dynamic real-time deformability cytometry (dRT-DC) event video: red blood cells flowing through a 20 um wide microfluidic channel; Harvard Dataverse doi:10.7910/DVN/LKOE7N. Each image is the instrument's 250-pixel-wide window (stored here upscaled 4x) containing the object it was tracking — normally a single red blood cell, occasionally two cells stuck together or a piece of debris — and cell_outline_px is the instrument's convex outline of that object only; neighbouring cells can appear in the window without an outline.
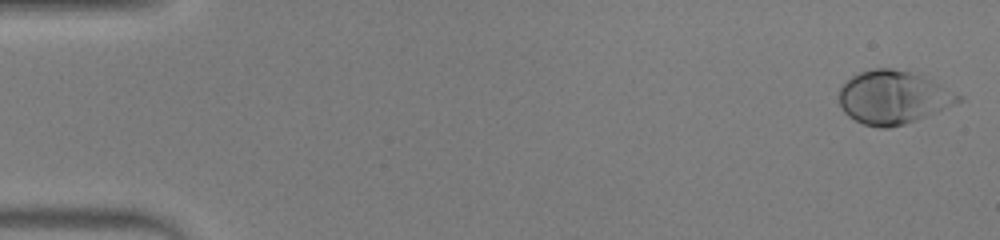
{"species": "human", "species_latin": "Homo sapiens", "temperature_condition": "warm", "stored_images_in_passage": 53, "camera_frame_rate_fps": 3000, "um_per_image_px": 0.085, "donor": {"sex": "male"}, "frame": {"image": 1, "passage_image": 1, "time_ms": 0.0, "image_size_px": [1000, 240], "cell_outline_px": [[940, 92], [920, 116], [904, 124], [888, 128], [880, 128], [864, 124], [848, 116], [844, 112], [840, 104], [840, 88], [852, 76], [860, 72], [872, 68], [892, 68], [924, 76], [940, 84]], "centroid_in_image_um": [75.4, 8.22], "position_along_channel_um": 9.6, "area_um2": 32.54}}
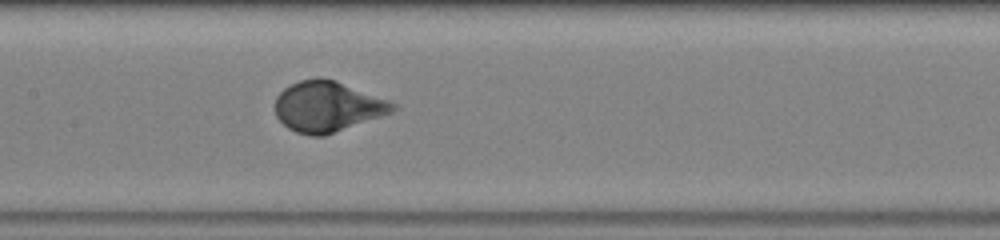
{"frame": {"image": 2, "passage_image": 26, "time_ms": 8.333, "image_size_px": [1000, 240], "cell_outline_px": [[400, 108], [392, 112], [324, 136], [312, 136], [296, 132], [288, 128], [276, 116], [276, 96], [284, 88], [300, 80], [336, 80], [388, 100], [396, 104]], "centroid_in_image_um": [27.85, 9.08], "position_along_channel_um": 179.5, "area_um2": 34.04}}
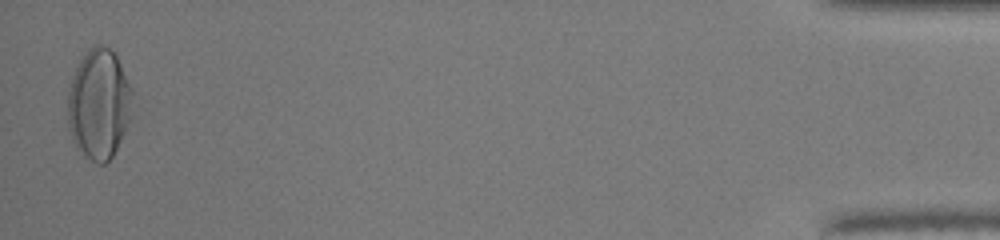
{"frame": {"image": 3, "passage_image": 52, "time_ms": 17.0, "image_size_px": [1000, 240], "cell_outline_px": [[132, 116], [112, 156], [104, 164], [100, 164], [92, 160], [76, 148], [72, 140], [68, 128], [68, 88], [76, 68], [84, 52], [88, 48], [96, 44], [104, 44], [116, 56], [132, 88]], "centroid_in_image_um": [8.4, 8.83], "position_along_channel_um": 426.8, "area_um2": 41.56}}